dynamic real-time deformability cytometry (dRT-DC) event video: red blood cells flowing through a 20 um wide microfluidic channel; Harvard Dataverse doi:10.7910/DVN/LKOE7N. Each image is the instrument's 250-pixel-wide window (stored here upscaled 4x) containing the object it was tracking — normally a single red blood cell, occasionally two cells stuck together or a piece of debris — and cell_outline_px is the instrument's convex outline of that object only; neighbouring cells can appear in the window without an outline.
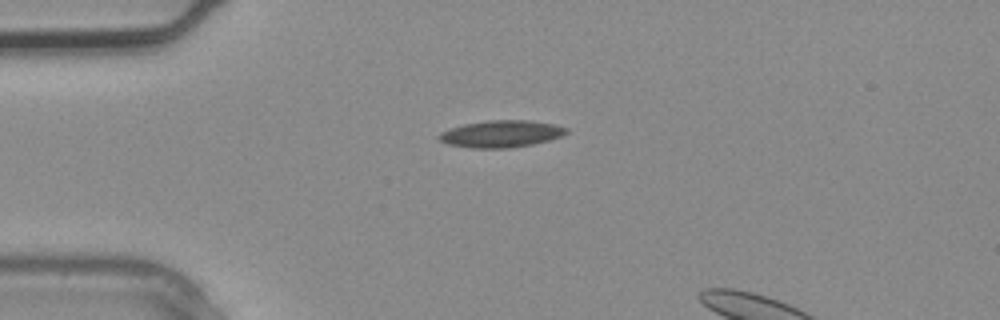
{"species": "common noctule bat (a hibernating species)", "species_latin": "Nyctalus noctula", "temperature_condition": "warm", "stored_images_in_passage": 1, "camera_frame_rate_fps": 3000, "um_per_image_px": 0.085, "animal": {"sex": "male", "body_mass_g": 20.4}, "frame": {"image": 1, "passage_image": 1, "time_ms": 0.0, "image_size_px": [1000, 320], "cell_outline_px": [[568, 132], [560, 136], [548, 140], [532, 144], [508, 148], [472, 148], [448, 144], [440, 140], [436, 136], [440, 132], [448, 128], [464, 124], [488, 120], [528, 120], [556, 124], [568, 128]], "centroid_in_image_um": [42.57, 11.37], "position_along_channel_um": 42.4, "area_um2": 20.06}}